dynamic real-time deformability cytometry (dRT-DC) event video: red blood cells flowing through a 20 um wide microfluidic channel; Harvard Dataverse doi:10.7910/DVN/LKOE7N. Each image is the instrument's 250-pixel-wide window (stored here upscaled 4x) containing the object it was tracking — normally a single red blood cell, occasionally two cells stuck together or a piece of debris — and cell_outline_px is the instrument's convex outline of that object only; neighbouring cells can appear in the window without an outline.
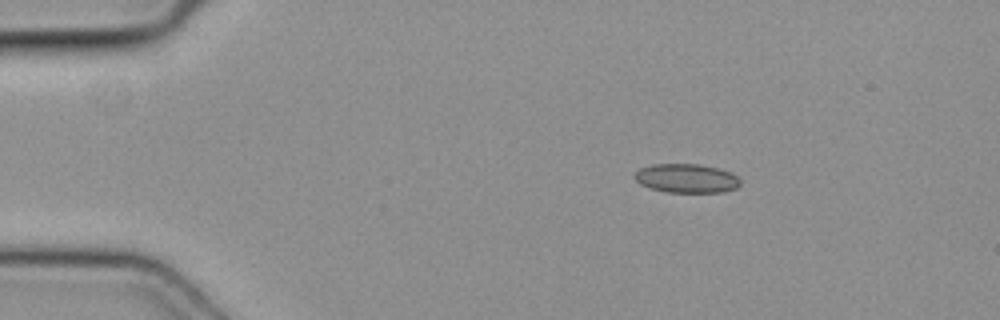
{"species": "common noctule bat (a hibernating species)", "species_latin": "Nyctalus noctula", "temperature_condition": "cold", "stored_images_in_passage": 42, "camera_frame_rate_fps": 3000, "um_per_image_px": 0.085, "animal": {"sex": "female", "body_mass_g": 19.3, "forearm_length_mm": 54.1}, "frame": {"image": 1, "passage_image": 1, "time_ms": 0.0, "image_size_px": [1000, 320], "cell_outline_px": [[740, 184], [736, 188], [724, 192], [668, 192], [652, 188], [640, 184], [632, 176], [640, 168], [652, 164], [700, 164], [720, 168], [732, 172], [740, 180]], "centroid_in_image_um": [58.37, 15.15], "position_along_channel_um": 26.6, "area_um2": 17.92}}
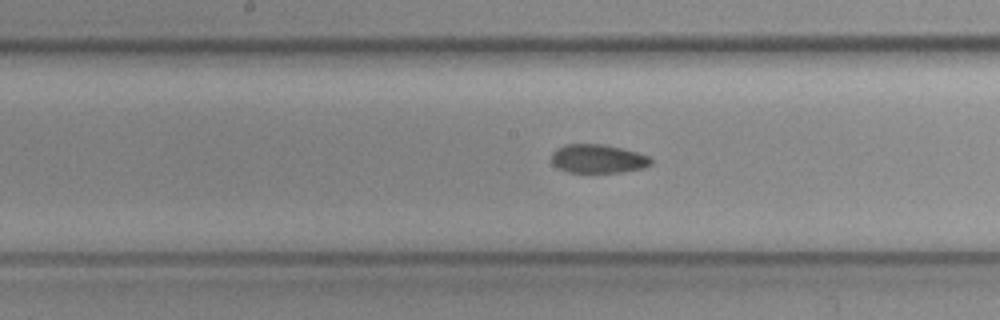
{"frame": {"image": 2, "passage_image": 18, "time_ms": 5.667, "image_size_px": [1000, 320], "cell_outline_px": [[652, 164], [644, 168], [620, 172], [568, 172], [552, 164], [552, 152], [556, 148], [564, 144], [600, 144], [620, 148], [636, 152], [648, 156], [652, 160]], "centroid_in_image_um": [50.81, 13.49], "position_along_channel_um": 197.4, "area_um2": 16.53}}
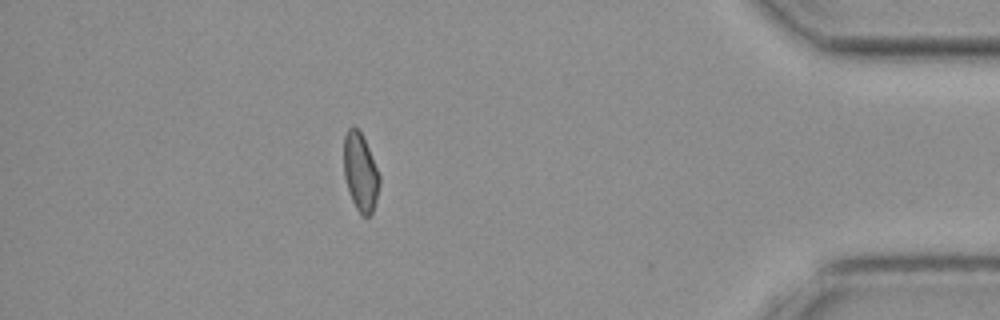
{"frame": {"image": 3, "passage_image": 36, "time_ms": 11.667, "image_size_px": [1000, 320], "cell_outline_px": [[380, 184], [376, 200], [372, 212], [368, 216], [360, 216], [352, 200], [344, 176], [344, 136], [348, 128], [352, 124], [360, 132], [368, 148], [380, 176]], "centroid_in_image_um": [30.63, 14.64], "position_along_channel_um": 404.6, "area_um2": 16.07}}